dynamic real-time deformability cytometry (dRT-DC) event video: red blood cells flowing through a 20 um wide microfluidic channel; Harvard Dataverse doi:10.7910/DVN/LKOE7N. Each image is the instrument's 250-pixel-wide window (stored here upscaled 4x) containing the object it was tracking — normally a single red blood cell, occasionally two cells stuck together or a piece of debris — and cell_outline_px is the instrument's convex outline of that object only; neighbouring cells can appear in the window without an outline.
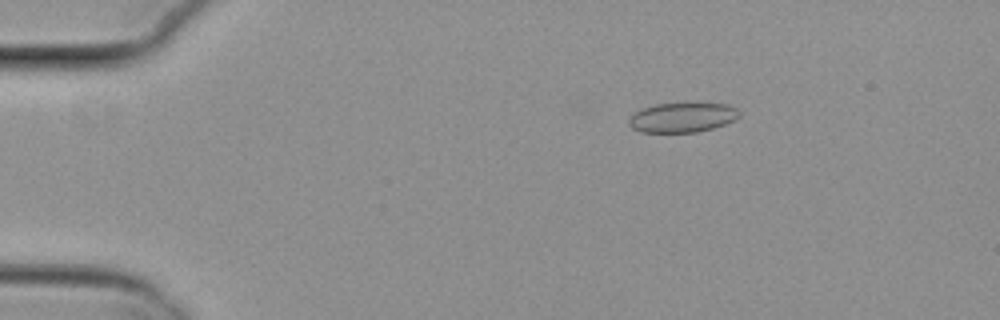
{"species": "common noctule bat (a hibernating species)", "species_latin": "Nyctalus noctula", "temperature_condition": "cold", "stored_images_in_passage": 55, "camera_frame_rate_fps": 3000, "um_per_image_px": 0.085, "animal": {"sex": "female", "body_mass_g": 29.2, "forearm_length_mm": 56.3}, "frame": {"image": 1, "passage_image": 10, "time_ms": 3.0, "image_size_px": [1000, 320], "cell_outline_px": [[740, 116], [736, 120], [712, 128], [696, 132], [640, 132], [632, 128], [628, 124], [628, 120], [636, 112], [644, 108], [656, 104], [688, 100], [728, 104], [736, 108], [740, 112]], "centroid_in_image_um": [58.05, 9.93], "position_along_channel_um": 26.9, "area_um2": 19.88}}
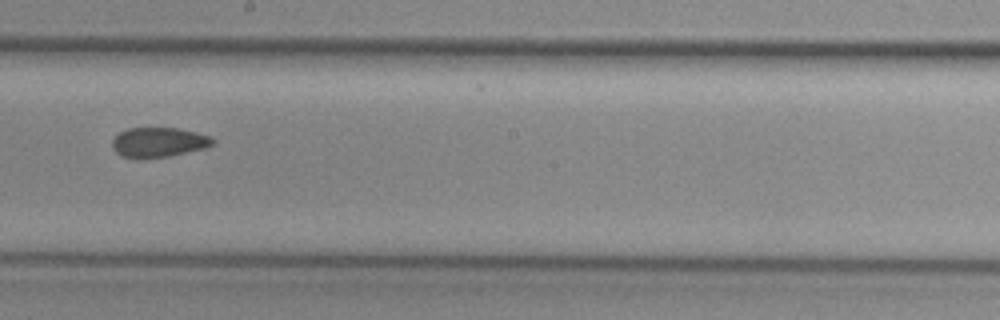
{"frame": {"image": 2, "passage_image": 32, "time_ms": 10.333, "image_size_px": [1000, 320], "cell_outline_px": [[216, 140], [212, 144], [204, 148], [168, 156], [120, 156], [116, 152], [112, 144], [112, 140], [120, 132], [128, 128], [180, 128], [212, 136]], "centroid_in_image_um": [13.53, 12.05], "position_along_channel_um": 234.7, "area_um2": 16.94}}
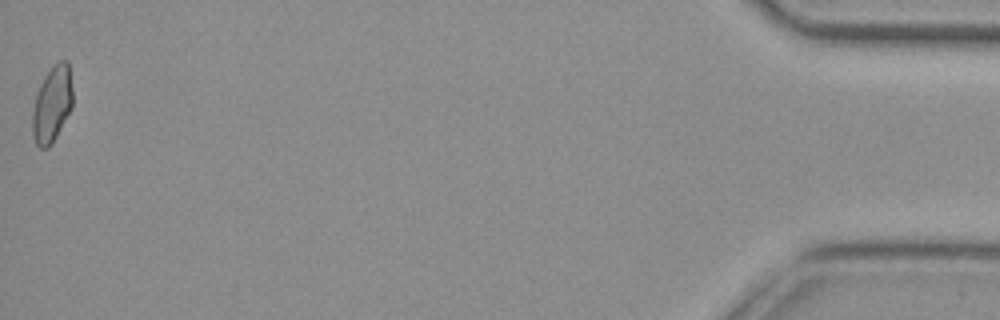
{"frame": {"image": 3, "passage_image": 55, "time_ms": 18.0, "image_size_px": [1000, 320], "cell_outline_px": [[72, 108], [52, 144], [48, 148], [40, 148], [36, 144], [32, 136], [32, 112], [36, 96], [40, 84], [44, 76], [60, 60], [68, 60], [72, 88]], "centroid_in_image_um": [4.42, 8.89], "position_along_channel_um": 430.8, "area_um2": 17.86}, "authors_computed_cell_mechanics": {"area_um2": 18.2648, "velocity_mm_per_s": 3.8292, "shape_relaxation_time_tau1_ms": null, "shape_relaxation_time_tau2_ms": 5.8888, "deformation_change_tau1": null, "deformation_change_tau2": 0.1031}}